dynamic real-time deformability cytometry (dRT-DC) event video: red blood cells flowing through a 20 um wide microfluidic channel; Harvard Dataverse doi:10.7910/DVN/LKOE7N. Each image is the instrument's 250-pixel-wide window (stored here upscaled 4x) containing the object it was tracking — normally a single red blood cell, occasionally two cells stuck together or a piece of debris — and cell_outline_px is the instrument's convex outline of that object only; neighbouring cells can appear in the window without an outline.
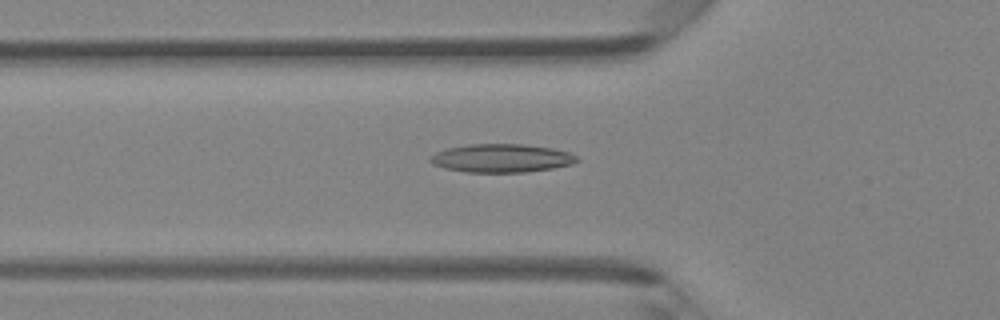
{"species": "Egyptian fruit bat (a non-hibernating species)", "species_latin": "Rousettus aegyptiacus", "temperature_condition": "room temperature", "stored_images_in_passage": 48, "camera_frame_rate_fps": 3000, "um_per_image_px": 0.085, "animal": {"sex": "female"}, "frame": {"image": 1, "passage_image": 17, "time_ms": 5.333, "image_size_px": [1000, 320], "cell_outline_px": [[580, 160], [572, 164], [552, 168], [524, 172], [464, 172], [444, 168], [432, 164], [428, 160], [428, 156], [436, 152], [448, 148], [468, 144], [524, 144], [552, 148], [568, 152], [576, 156]], "centroid_in_image_um": [42.58, 13.44], "position_along_channel_um": 83.2, "area_um2": 24.33}}
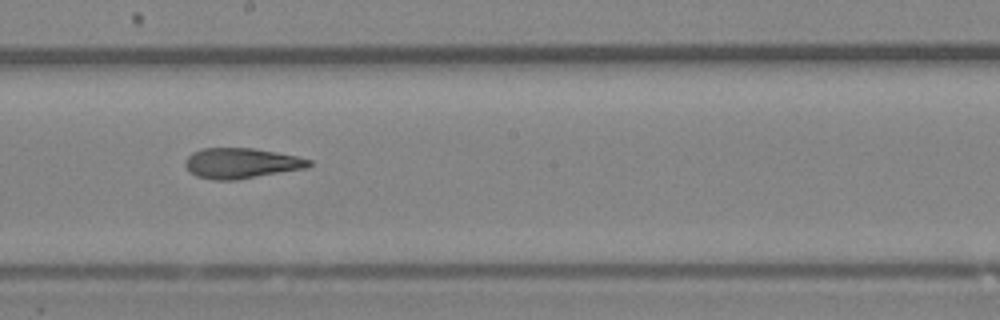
{"frame": {"image": 2, "passage_image": 27, "time_ms": 8.667, "image_size_px": [1000, 320], "cell_outline_px": [[312, 164], [308, 168], [236, 180], [212, 180], [196, 176], [184, 164], [184, 160], [192, 152], [200, 148], [252, 148], [276, 152], [296, 156], [312, 160]], "centroid_in_image_um": [20.51, 13.87], "position_along_channel_um": 227.7, "area_um2": 22.02}}
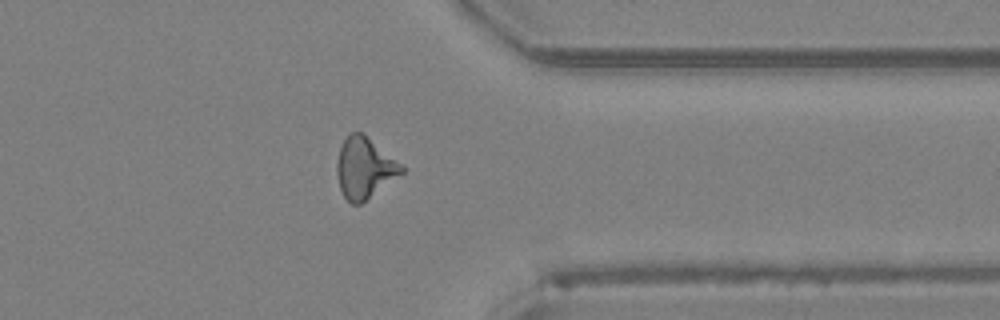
{"frame": {"image": 3, "passage_image": 38, "time_ms": 12.333, "image_size_px": [1000, 320], "cell_outline_px": [[404, 172], [360, 204], [352, 204], [344, 196], [340, 188], [336, 172], [336, 164], [340, 148], [344, 140], [352, 132], [364, 132], [404, 164]], "centroid_in_image_um": [31.01, 14.24], "position_along_channel_um": 380.4, "area_um2": 23.12}, "authors_computed_cell_mechanics": {"area_um2": 22.6287, "velocity_mm_per_s": 4.3426, "shape_relaxation_time_tau1_ms": null, "shape_relaxation_time_tau2_ms": 3.4968, "deformation_change_tau1": null, "deformation_change_tau2": 0.146}}